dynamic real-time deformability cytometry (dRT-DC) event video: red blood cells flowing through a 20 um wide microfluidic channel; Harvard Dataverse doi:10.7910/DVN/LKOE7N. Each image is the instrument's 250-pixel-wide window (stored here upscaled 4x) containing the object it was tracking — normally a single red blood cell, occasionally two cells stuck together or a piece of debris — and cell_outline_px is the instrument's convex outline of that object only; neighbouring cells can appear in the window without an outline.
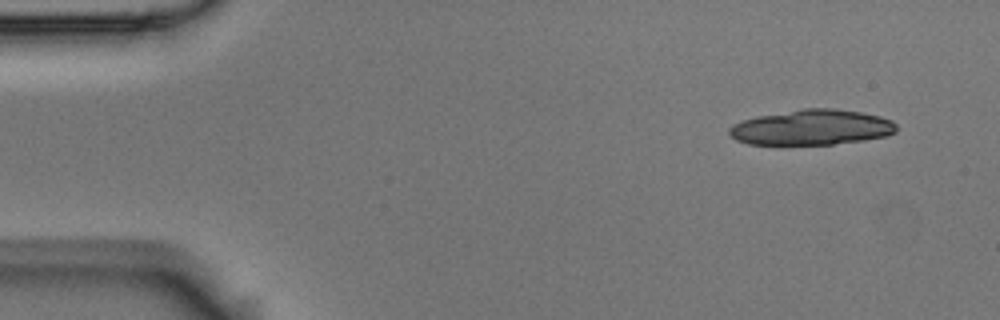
{"species": "Egyptian fruit bat (a non-hibernating species)", "species_latin": "Rousettus aegyptiacus", "temperature_condition": "room temperature", "stored_images_in_passage": 7, "camera_frame_rate_fps": 3000, "um_per_image_px": 0.085, "animal": {"sex": "male"}, "frame": {"image": 1, "passage_image": 1, "time_ms": 0.0, "image_size_px": [1000, 320], "cell_outline_px": [[896, 132], [884, 136], [864, 140], [832, 144], [748, 144], [736, 140], [728, 132], [728, 128], [732, 124], [756, 116], [804, 108], [836, 108], [860, 112], [880, 116], [892, 120], [896, 124]], "centroid_in_image_um": [68.99, 10.82], "position_along_channel_um": 16.0, "area_um2": 34.39}}
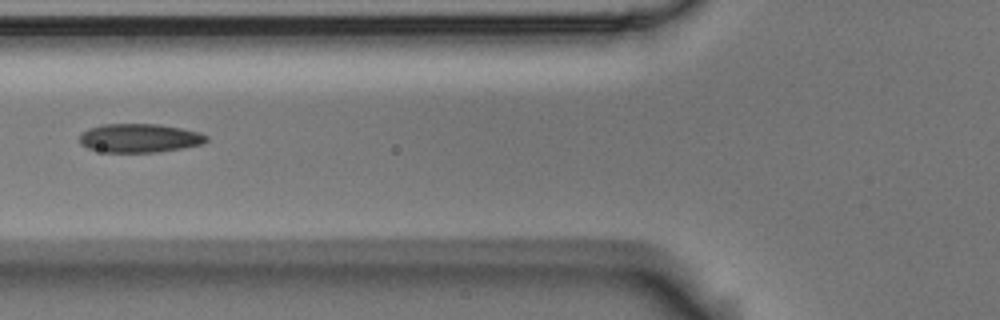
{"frame": {"image": 2, "passage_image": 5, "time_ms": 1.333, "image_size_px": [1000, 320], "cell_outline_px": [[208, 140], [204, 144], [184, 148], [160, 152], [104, 152], [88, 148], [80, 144], [80, 136], [88, 128], [100, 124], [160, 124], [200, 132], [208, 136]], "centroid_in_image_um": [11.89, 11.74], "position_along_channel_um": 113.9, "area_um2": 21.44}}
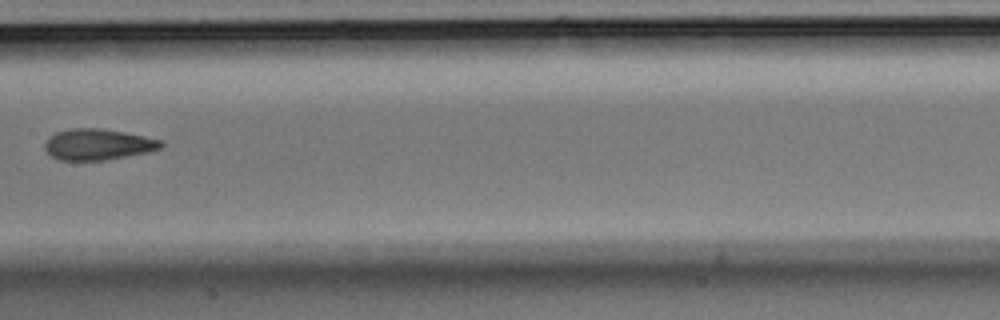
{"frame": {"image": 3, "passage_image": 7, "time_ms": 2.0, "image_size_px": [1000, 320], "cell_outline_px": [[164, 144], [160, 148], [148, 152], [104, 160], [60, 160], [52, 156], [44, 148], [44, 144], [48, 136], [56, 132], [72, 128], [100, 128], [124, 132], [144, 136], [160, 140]], "centroid_in_image_um": [8.29, 12.27], "position_along_channel_um": 199.1, "area_um2": 20.92}}